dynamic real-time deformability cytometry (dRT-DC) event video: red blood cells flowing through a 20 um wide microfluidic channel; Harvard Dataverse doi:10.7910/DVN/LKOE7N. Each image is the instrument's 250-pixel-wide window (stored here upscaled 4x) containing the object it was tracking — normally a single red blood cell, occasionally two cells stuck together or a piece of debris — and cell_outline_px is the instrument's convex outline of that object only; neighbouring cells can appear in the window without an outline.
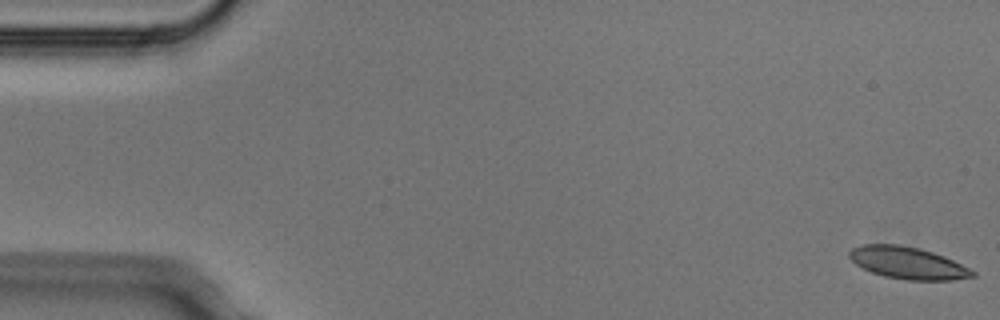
{"species": "Egyptian fruit bat (a non-hibernating species)", "species_latin": "Rousettus aegyptiacus", "temperature_condition": "cold", "stored_images_in_passage": 5, "camera_frame_rate_fps": 3000, "um_per_image_px": 0.085, "animal": {"sex": "male"}, "frame": {"image": 1, "passage_image": 1, "time_ms": 0.0, "image_size_px": [1000, 320], "cell_outline_px": [[976, 276], [952, 280], [908, 280], [884, 276], [872, 272], [856, 264], [848, 256], [848, 252], [852, 248], [860, 244], [900, 244], [920, 248], [944, 256], [976, 272]], "centroid_in_image_um": [77.14, 22.34], "position_along_channel_um": 7.9, "area_um2": 22.95}}